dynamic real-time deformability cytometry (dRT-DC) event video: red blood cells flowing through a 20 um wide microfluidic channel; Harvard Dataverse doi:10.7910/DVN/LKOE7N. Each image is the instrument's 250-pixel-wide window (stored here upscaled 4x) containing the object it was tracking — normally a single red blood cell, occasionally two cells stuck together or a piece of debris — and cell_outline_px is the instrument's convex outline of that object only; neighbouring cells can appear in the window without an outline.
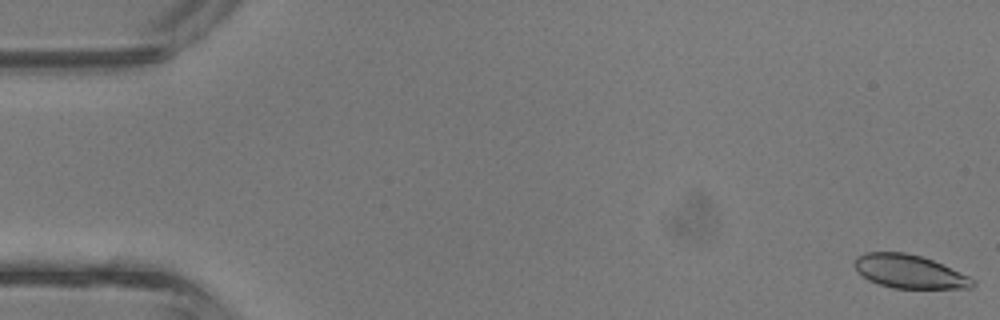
{"species": "common noctule bat (a hibernating species)", "species_latin": "Nyctalus noctula", "temperature_condition": "room temperature", "stored_images_in_passage": 4, "camera_frame_rate_fps": 3000, "um_per_image_px": 0.085, "animal": {"sex": "male", "body_mass_g": 13.3}, "frame": {"image": 1, "passage_image": 1, "time_ms": 0.0, "image_size_px": [1000, 320], "cell_outline_px": [[976, 284], [972, 288], [892, 288], [868, 280], [856, 272], [852, 264], [856, 256], [864, 252], [904, 252], [920, 256], [932, 260], [968, 276], [976, 280]], "centroid_in_image_um": [77.24, 23.08], "position_along_channel_um": 7.8, "area_um2": 23.12}}
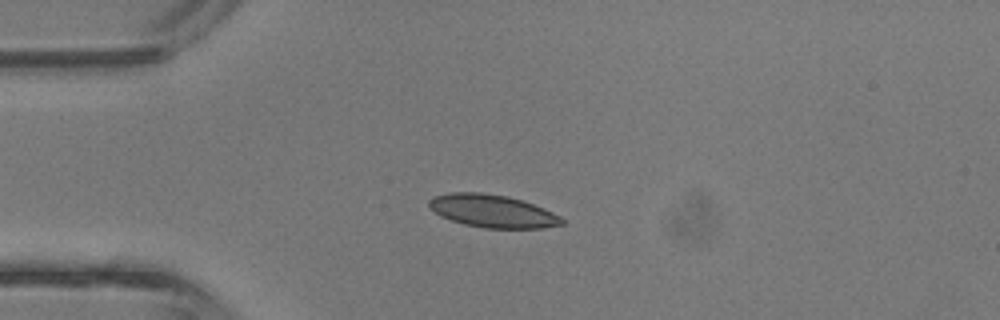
{"frame": {"image": 2, "passage_image": 3, "time_ms": 0.667, "image_size_px": [1000, 320], "cell_outline_px": [[564, 224], [540, 228], [484, 228], [464, 224], [440, 216], [428, 204], [428, 200], [436, 196], [452, 192], [480, 192], [508, 196], [524, 200], [544, 208], [560, 216], [564, 220]], "centroid_in_image_um": [41.89, 17.94], "position_along_channel_um": 43.1, "area_um2": 25.32}}